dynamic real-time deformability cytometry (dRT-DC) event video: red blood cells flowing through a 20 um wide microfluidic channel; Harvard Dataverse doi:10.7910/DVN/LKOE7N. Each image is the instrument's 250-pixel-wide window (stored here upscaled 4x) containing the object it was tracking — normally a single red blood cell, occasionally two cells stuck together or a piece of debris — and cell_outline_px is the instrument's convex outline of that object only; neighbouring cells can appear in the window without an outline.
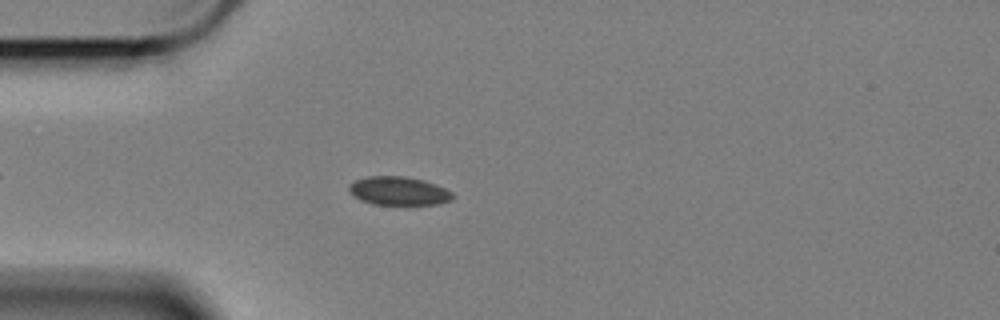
{"species": "Egyptian fruit bat (a non-hibernating species)", "species_latin": "Rousettus aegyptiacus", "temperature_condition": "cold", "stored_images_in_passage": 53, "camera_frame_rate_fps": 3000, "um_per_image_px": 0.085, "animal": {"sex": "female"}, "frame": {"image": 1, "passage_image": 10, "time_ms": 3.0, "image_size_px": [1000, 320], "cell_outline_px": [[456, 196], [452, 200], [440, 204], [372, 204], [360, 200], [352, 196], [348, 188], [356, 180], [368, 176], [404, 176], [424, 180], [436, 184], [452, 192]], "centroid_in_image_um": [33.92, 16.23], "position_along_channel_um": 51.1, "area_um2": 17.28}}
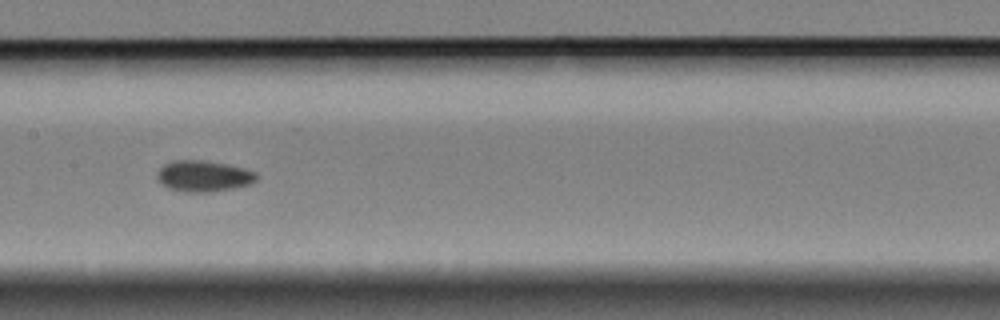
{"frame": {"image": 2, "passage_image": 23, "time_ms": 7.333, "image_size_px": [1000, 320], "cell_outline_px": [[260, 176], [252, 184], [236, 188], [208, 192], [184, 192], [168, 188], [156, 176], [156, 172], [164, 164], [172, 160], [204, 160], [228, 164], [244, 168], [256, 172]], "centroid_in_image_um": [17.35, 14.96], "position_along_channel_um": 190.1, "area_um2": 18.26}}
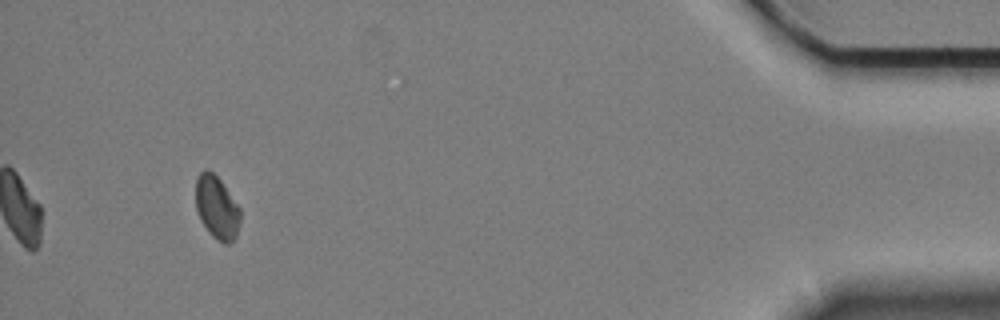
{"frame": {"image": 3, "passage_image": 49, "time_ms": 16.0, "image_size_px": [1000, 320], "cell_outline_px": [[240, 224], [236, 236], [228, 244], [224, 244], [216, 240], [208, 232], [200, 220], [196, 208], [196, 176], [204, 168], [208, 168], [220, 180], [240, 208]], "centroid_in_image_um": [18.41, 17.64], "position_along_channel_um": 416.8, "area_um2": 16.53}, "authors_computed_cell_mechanics": {"area_um2": 17.4556, "velocity_mm_per_s": 3.4004, "shape_relaxation_time_tau1_ms": 3.6869, "shape_relaxation_time_tau2_ms": 4.866, "deformation_change_tau1": 0.049, "deformation_change_tau2": 0.059}}